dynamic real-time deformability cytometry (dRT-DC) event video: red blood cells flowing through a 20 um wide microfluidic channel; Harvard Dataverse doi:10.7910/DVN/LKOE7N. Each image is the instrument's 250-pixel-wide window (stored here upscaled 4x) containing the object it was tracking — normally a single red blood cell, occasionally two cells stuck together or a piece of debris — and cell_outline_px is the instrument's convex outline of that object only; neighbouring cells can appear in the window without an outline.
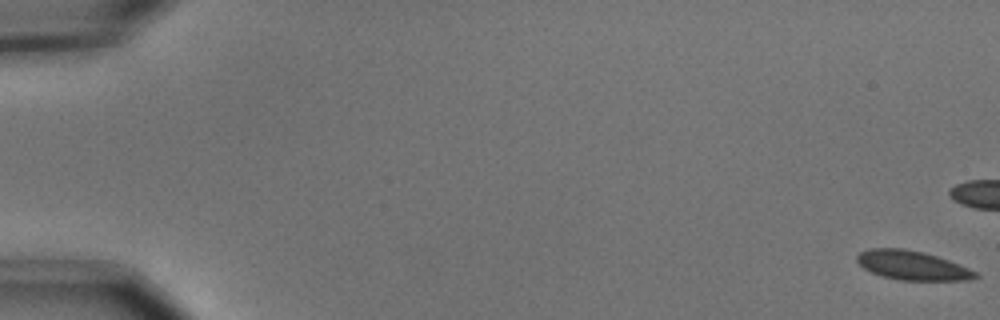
{"species": "common noctule bat (a hibernating species)", "species_latin": "Nyctalus noctula", "temperature_condition": "cold", "stored_images_in_passage": 10, "camera_frame_rate_fps": 3000, "um_per_image_px": 0.085, "animal": {"sex": "male", "body_mass_g": 15.6}, "frame": {"image": 1, "passage_image": 1, "time_ms": 0.0, "image_size_px": [1000, 320], "cell_outline_px": [[980, 276], [968, 280], [900, 280], [884, 276], [872, 272], [864, 268], [856, 260], [856, 256], [860, 252], [868, 248], [904, 248], [924, 252], [948, 260], [968, 268], [976, 272]], "centroid_in_image_um": [77.53, 22.55], "position_along_channel_um": 7.5, "area_um2": 19.94}}